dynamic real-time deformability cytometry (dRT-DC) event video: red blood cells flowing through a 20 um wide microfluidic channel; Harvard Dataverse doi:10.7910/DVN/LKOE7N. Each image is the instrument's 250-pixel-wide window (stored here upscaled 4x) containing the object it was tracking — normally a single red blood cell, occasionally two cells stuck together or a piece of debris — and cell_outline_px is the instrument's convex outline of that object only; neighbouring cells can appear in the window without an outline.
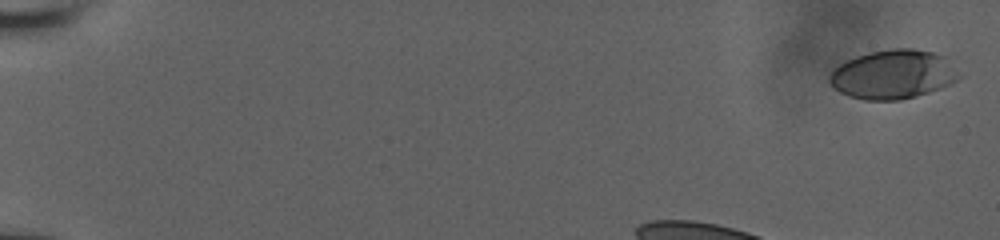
{"species": "human", "species_latin": "Homo sapiens", "temperature_condition": "room temperature", "stored_images_in_passage": 6, "camera_frame_rate_fps": 3000, "um_per_image_px": 0.085, "donor": {"sex": "male"}, "frame": {"image": 1, "passage_image": 1, "time_ms": 0.0, "image_size_px": [1000, 240], "cell_outline_px": [[960, 76], [956, 80], [940, 88], [916, 96], [900, 100], [864, 100], [848, 96], [832, 88], [828, 80], [828, 76], [840, 64], [856, 56], [868, 52], [892, 48], [912, 48], [932, 52], [948, 56]], "centroid_in_image_um": [75.9, 6.32], "position_along_channel_um": 9.1, "area_um2": 37.17}}